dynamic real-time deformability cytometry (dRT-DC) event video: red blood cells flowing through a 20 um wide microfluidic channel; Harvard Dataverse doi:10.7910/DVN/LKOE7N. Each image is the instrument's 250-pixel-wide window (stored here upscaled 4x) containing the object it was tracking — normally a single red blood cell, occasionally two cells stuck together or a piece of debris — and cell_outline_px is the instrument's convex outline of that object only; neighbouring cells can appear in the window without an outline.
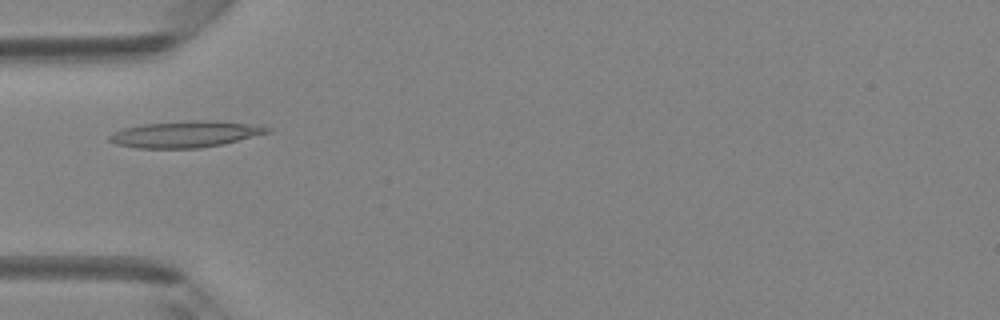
{"species": "Egyptian fruit bat (a non-hibernating species)", "species_latin": "Rousettus aegyptiacus", "temperature_condition": "room temperature", "stored_images_in_passage": 47, "camera_frame_rate_fps": 3000, "um_per_image_px": 0.085, "animal": {"sex": "female"}, "frame": {"image": 1, "passage_image": 14, "time_ms": 4.333, "image_size_px": [1000, 320], "cell_outline_px": [[272, 132], [224, 144], [200, 148], [136, 148], [116, 144], [108, 140], [108, 136], [112, 132], [124, 128], [144, 124], [188, 120], [216, 120], [260, 124], [272, 128]], "centroid_in_image_um": [15.84, 11.39], "position_along_channel_um": 69.2, "area_um2": 24.8}}
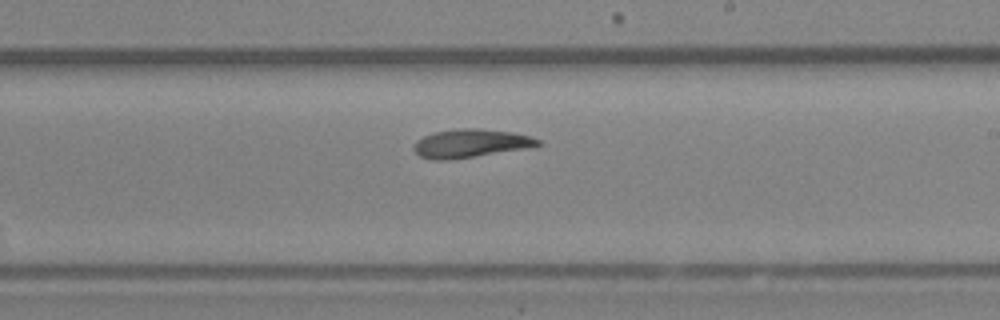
{"frame": {"image": 2, "passage_image": 27, "time_ms": 8.667, "image_size_px": [1000, 320], "cell_outline_px": [[540, 144], [524, 148], [448, 160], [432, 160], [420, 156], [412, 148], [416, 140], [432, 132], [460, 128], [476, 128], [512, 132], [532, 136], [540, 140]], "centroid_in_image_um": [39.94, 12.17], "position_along_channel_um": 249.1, "area_um2": 20.29}}
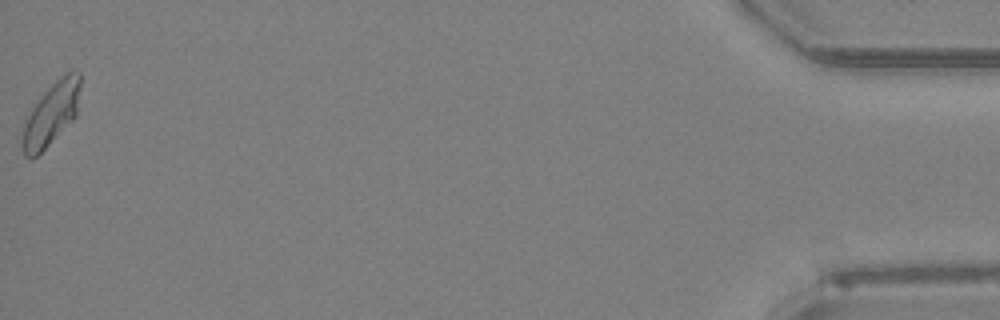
{"frame": {"image": 3, "passage_image": 47, "time_ms": 15.333, "image_size_px": [1000, 320], "cell_outline_px": [[80, 88], [76, 116], [32, 160], [24, 156], [20, 144], [24, 124], [32, 108], [44, 92], [60, 76], [68, 72], [80, 72]], "centroid_in_image_um": [4.33, 9.7], "position_along_channel_um": 430.9, "area_um2": 20.81}, "authors_computed_cell_mechanics": {"area_um2": 20.7502, "velocity_mm_per_s": 4.1699, "shape_relaxation_time_tau1_ms": 10.1027, "shape_relaxation_time_tau2_ms": 5.4993, "deformation_change_tau1": 0.2462, "deformation_change_tau2": 0.1169}}